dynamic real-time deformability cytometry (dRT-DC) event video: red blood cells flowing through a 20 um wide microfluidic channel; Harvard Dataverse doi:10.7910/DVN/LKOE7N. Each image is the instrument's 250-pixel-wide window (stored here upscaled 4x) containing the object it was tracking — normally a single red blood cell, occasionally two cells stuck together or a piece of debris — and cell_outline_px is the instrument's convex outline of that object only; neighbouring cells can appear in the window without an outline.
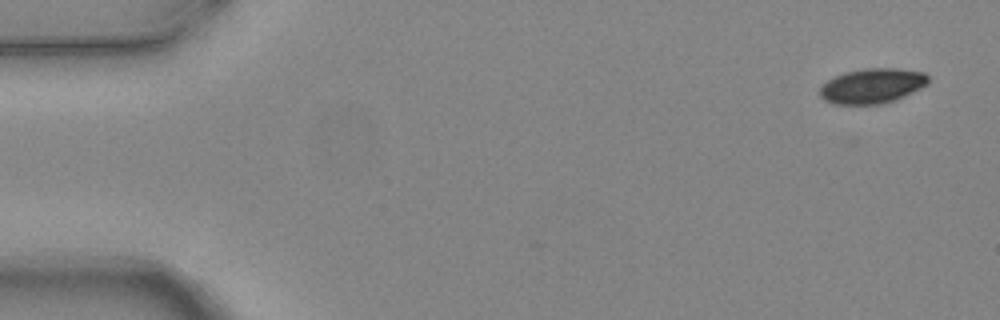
{"species": "common noctule bat (a hibernating species)", "species_latin": "Nyctalus noctula", "temperature_condition": "warm", "stored_images_in_passage": 4, "camera_frame_rate_fps": 3000, "um_per_image_px": 0.085, "animal": {"sex": "female", "body_mass_g": 24.6, "forearm_length_mm": 56.2}, "frame": {"image": 1, "passage_image": 1, "time_ms": 0.0, "image_size_px": [1000, 320], "cell_outline_px": [[928, 84], [904, 96], [880, 104], [832, 104], [824, 100], [820, 96], [820, 84], [844, 72], [864, 68], [896, 68], [924, 72], [928, 76]], "centroid_in_image_um": [74.1, 7.29], "position_along_channel_um": 10.9, "area_um2": 22.08}}
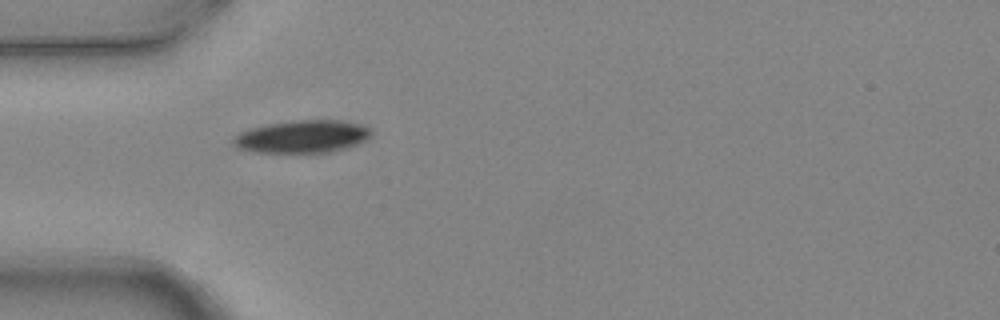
{"frame": {"image": 2, "passage_image": 4, "time_ms": 1.0, "image_size_px": [1000, 320], "cell_outline_px": [[368, 136], [364, 140], [356, 144], [344, 148], [324, 152], [256, 152], [240, 148], [232, 144], [232, 140], [240, 132], [252, 128], [268, 124], [292, 120], [336, 120], [356, 124], [368, 128]], "centroid_in_image_um": [25.61, 11.6], "position_along_channel_um": 59.4, "area_um2": 25.43}}